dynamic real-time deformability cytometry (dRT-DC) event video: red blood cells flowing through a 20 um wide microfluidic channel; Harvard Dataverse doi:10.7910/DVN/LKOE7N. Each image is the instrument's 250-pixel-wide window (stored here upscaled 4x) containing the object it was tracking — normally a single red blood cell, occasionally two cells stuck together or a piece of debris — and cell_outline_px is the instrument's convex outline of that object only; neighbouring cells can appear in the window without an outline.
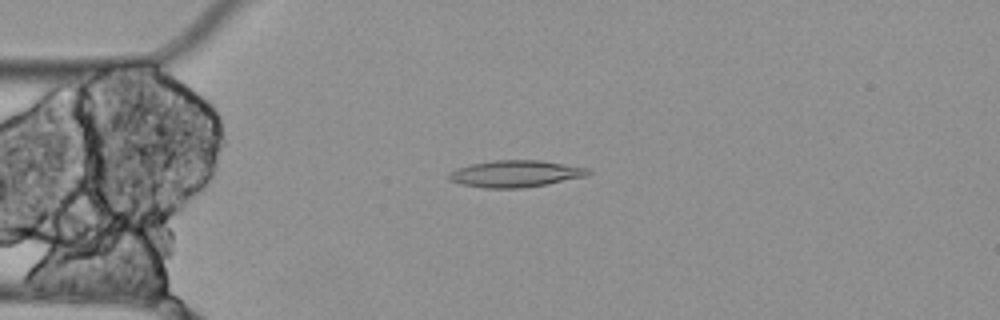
{"species": "Egyptian fruit bat (a non-hibernating species)", "species_latin": "Rousettus aegyptiacus", "temperature_condition": "cold", "stored_images_in_passage": 2, "camera_frame_rate_fps": 3000, "um_per_image_px": 0.085, "animal": {"sex": "female"}, "frame": {"image": 1, "passage_image": 1, "time_ms": 0.0, "image_size_px": [1000, 320], "cell_outline_px": [[592, 172], [584, 176], [548, 184], [520, 188], [484, 188], [460, 184], [448, 180], [448, 172], [456, 168], [472, 164], [492, 160], [540, 160], [588, 168]], "centroid_in_image_um": [43.76, 14.77], "position_along_channel_um": 41.2, "area_um2": 21.73}}